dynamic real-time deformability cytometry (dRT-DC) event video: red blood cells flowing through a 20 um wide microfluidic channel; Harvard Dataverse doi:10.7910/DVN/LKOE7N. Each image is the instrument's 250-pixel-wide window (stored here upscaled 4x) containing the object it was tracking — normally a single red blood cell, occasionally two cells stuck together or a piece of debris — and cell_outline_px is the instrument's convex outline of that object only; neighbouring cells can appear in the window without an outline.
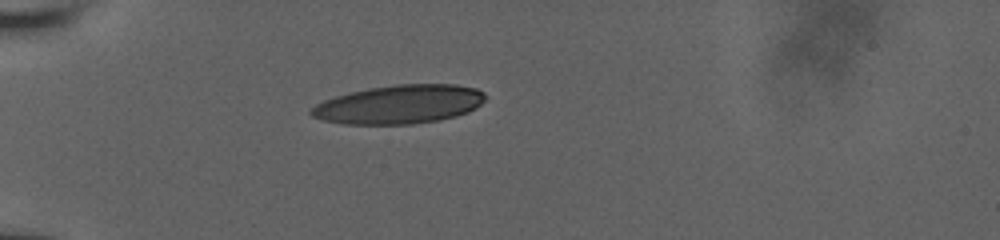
{"species": "human", "species_latin": "Homo sapiens", "temperature_condition": "room temperature", "stored_images_in_passage": 8, "camera_frame_rate_fps": 3000, "um_per_image_px": 0.085, "donor": {"sex": "male"}, "frame": {"image": 1, "passage_image": 1, "time_ms": 0.0, "image_size_px": [1000, 240], "cell_outline_px": [[488, 96], [476, 108], [468, 112], [456, 116], [436, 120], [412, 124], [344, 124], [324, 120], [312, 116], [308, 112], [316, 104], [324, 100], [336, 96], [368, 88], [396, 84], [456, 84], [476, 88], [484, 92]], "centroid_in_image_um": [33.97, 8.86], "position_along_channel_um": 51.0, "area_um2": 39.3}}
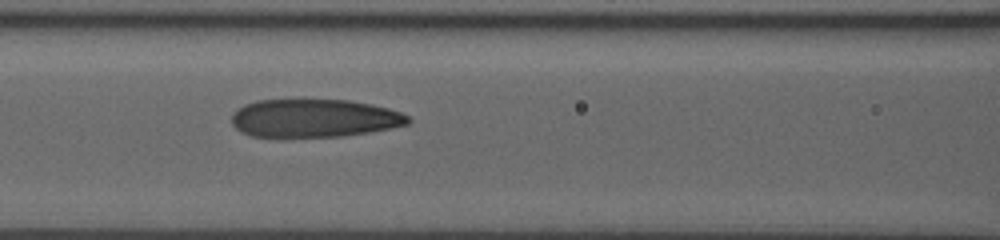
{"frame": {"image": 2, "passage_image": 6, "time_ms": 3.0, "image_size_px": [1000, 240], "cell_outline_px": [[412, 120], [408, 124], [368, 132], [340, 136], [252, 136], [240, 132], [232, 124], [232, 112], [236, 108], [244, 104], [256, 100], [304, 96], [348, 100], [372, 104], [388, 108], [400, 112], [408, 116]], "centroid_in_image_um": [26.64, 9.98], "position_along_channel_um": 140.0, "area_um2": 40.34}}
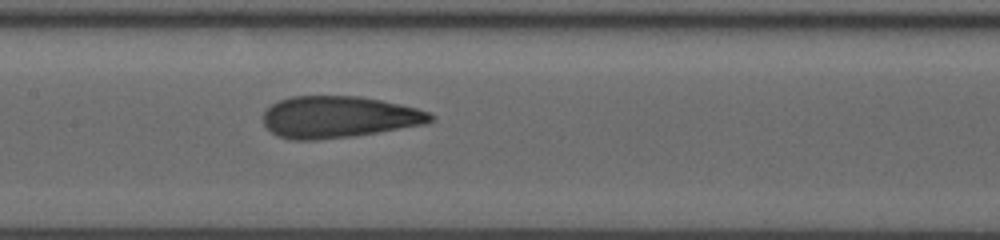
{"frame": {"image": 3, "passage_image": 8, "time_ms": 4.0, "image_size_px": [1000, 240], "cell_outline_px": [[436, 116], [428, 124], [352, 136], [316, 140], [292, 140], [276, 136], [264, 124], [264, 112], [272, 104], [280, 100], [292, 96], [360, 96], [400, 104], [416, 108], [428, 112]], "centroid_in_image_um": [28.8, 9.95], "position_along_channel_um": 178.6, "area_um2": 40.63}}